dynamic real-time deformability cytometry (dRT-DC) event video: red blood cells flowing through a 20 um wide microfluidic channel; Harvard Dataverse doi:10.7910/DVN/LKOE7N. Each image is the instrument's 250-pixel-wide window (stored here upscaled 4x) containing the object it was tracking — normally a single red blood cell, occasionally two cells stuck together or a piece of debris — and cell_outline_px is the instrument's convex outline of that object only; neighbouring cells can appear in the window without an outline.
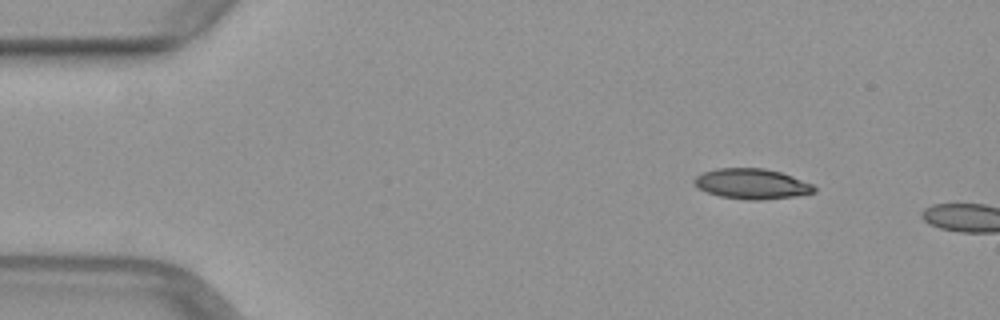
{"species": "common noctule bat (a hibernating species)", "species_latin": "Nyctalus noctula", "temperature_condition": "warm", "stored_images_in_passage": 3, "camera_frame_rate_fps": 3000, "um_per_image_px": 0.085, "animal": {"sex": "female", "body_mass_g": 29.2, "forearm_length_mm": 56.3}, "frame": {"image": 1, "passage_image": 1, "time_ms": 0.0, "image_size_px": [1000, 320], "cell_outline_px": [[816, 192], [796, 196], [760, 200], [748, 200], [720, 196], [696, 188], [692, 184], [692, 180], [696, 176], [704, 172], [716, 168], [764, 168], [780, 172], [792, 176], [812, 184], [816, 188]], "centroid_in_image_um": [63.87, 15.63], "position_along_channel_um": 21.1, "area_um2": 21.27}}